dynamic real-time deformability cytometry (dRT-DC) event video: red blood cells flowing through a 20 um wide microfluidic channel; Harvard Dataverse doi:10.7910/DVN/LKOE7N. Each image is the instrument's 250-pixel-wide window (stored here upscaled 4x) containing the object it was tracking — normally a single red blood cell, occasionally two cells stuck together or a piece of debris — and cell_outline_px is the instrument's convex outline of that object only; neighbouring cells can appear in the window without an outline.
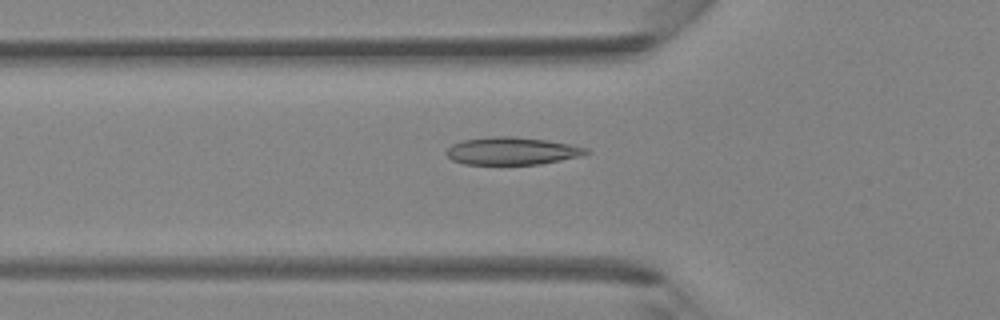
{"species": "Egyptian fruit bat (a non-hibernating species)", "species_latin": "Rousettus aegyptiacus", "temperature_condition": "room temperature", "stored_images_in_passage": 33, "camera_frame_rate_fps": 3000, "um_per_image_px": 0.085, "animal": {"sex": "female"}, "frame": {"image": 1, "passage_image": 6, "time_ms": 1.667, "image_size_px": [1000, 320], "cell_outline_px": [[592, 152], [580, 156], [540, 164], [464, 164], [452, 160], [444, 152], [452, 144], [464, 140], [492, 136], [512, 136], [548, 140], [588, 148]], "centroid_in_image_um": [43.52, 12.83], "position_along_channel_um": 82.3, "area_um2": 22.43}}
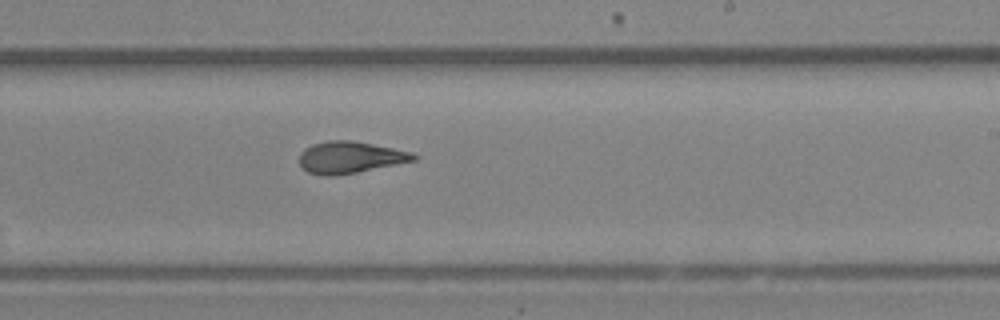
{"frame": {"image": 2, "passage_image": 17, "time_ms": 5.333, "image_size_px": [1000, 320], "cell_outline_px": [[420, 156], [416, 160], [336, 176], [324, 176], [308, 172], [300, 164], [300, 152], [304, 148], [312, 144], [328, 140], [352, 140], [412, 152]], "centroid_in_image_um": [29.74, 13.37], "position_along_channel_um": 259.3, "area_um2": 21.1}}
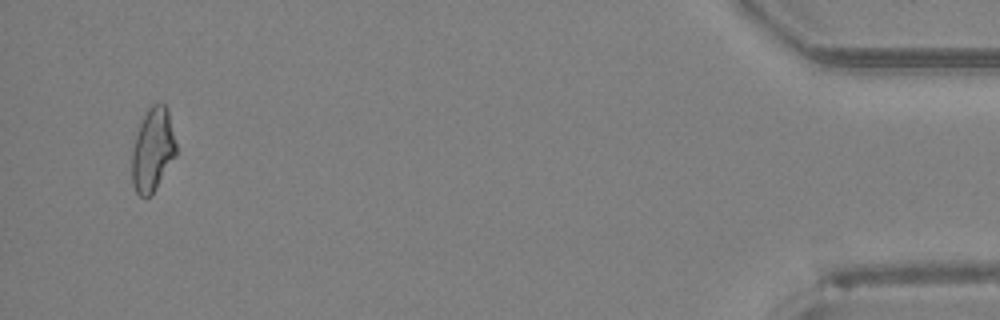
{"frame": {"image": 3, "passage_image": 32, "time_ms": 10.333, "image_size_px": [1000, 320], "cell_outline_px": [[176, 156], [156, 188], [148, 196], [140, 196], [136, 192], [132, 184], [132, 148], [140, 120], [148, 108], [152, 104], [164, 104], [168, 108], [176, 144]], "centroid_in_image_um": [12.97, 12.7], "position_along_channel_um": 422.2, "area_um2": 21.56}}